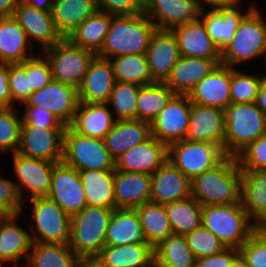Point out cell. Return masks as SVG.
<instances>
[{
	"mask_svg": "<svg viewBox=\"0 0 266 267\" xmlns=\"http://www.w3.org/2000/svg\"><path fill=\"white\" fill-rule=\"evenodd\" d=\"M242 171L234 156L191 180V197L202 206L241 203Z\"/></svg>",
	"mask_w": 266,
	"mask_h": 267,
	"instance_id": "1",
	"label": "cell"
},
{
	"mask_svg": "<svg viewBox=\"0 0 266 267\" xmlns=\"http://www.w3.org/2000/svg\"><path fill=\"white\" fill-rule=\"evenodd\" d=\"M155 24L144 14L112 16L97 56L110 59L125 54H146Z\"/></svg>",
	"mask_w": 266,
	"mask_h": 267,
	"instance_id": "2",
	"label": "cell"
},
{
	"mask_svg": "<svg viewBox=\"0 0 266 267\" xmlns=\"http://www.w3.org/2000/svg\"><path fill=\"white\" fill-rule=\"evenodd\" d=\"M202 226L227 248L239 249L259 228L241 203L202 207Z\"/></svg>",
	"mask_w": 266,
	"mask_h": 267,
	"instance_id": "3",
	"label": "cell"
},
{
	"mask_svg": "<svg viewBox=\"0 0 266 267\" xmlns=\"http://www.w3.org/2000/svg\"><path fill=\"white\" fill-rule=\"evenodd\" d=\"M113 209L87 205L71 216L68 245L79 258L96 257L105 246Z\"/></svg>",
	"mask_w": 266,
	"mask_h": 267,
	"instance_id": "4",
	"label": "cell"
},
{
	"mask_svg": "<svg viewBox=\"0 0 266 267\" xmlns=\"http://www.w3.org/2000/svg\"><path fill=\"white\" fill-rule=\"evenodd\" d=\"M258 9L241 20L234 38L221 52V64L237 68L259 56L266 59V19Z\"/></svg>",
	"mask_w": 266,
	"mask_h": 267,
	"instance_id": "5",
	"label": "cell"
},
{
	"mask_svg": "<svg viewBox=\"0 0 266 267\" xmlns=\"http://www.w3.org/2000/svg\"><path fill=\"white\" fill-rule=\"evenodd\" d=\"M226 134L224 152L236 156L266 133V115L254 103L230 104L224 109Z\"/></svg>",
	"mask_w": 266,
	"mask_h": 267,
	"instance_id": "6",
	"label": "cell"
},
{
	"mask_svg": "<svg viewBox=\"0 0 266 267\" xmlns=\"http://www.w3.org/2000/svg\"><path fill=\"white\" fill-rule=\"evenodd\" d=\"M62 161L78 171L115 170V159L104 140L83 136L70 126L64 132Z\"/></svg>",
	"mask_w": 266,
	"mask_h": 267,
	"instance_id": "7",
	"label": "cell"
},
{
	"mask_svg": "<svg viewBox=\"0 0 266 267\" xmlns=\"http://www.w3.org/2000/svg\"><path fill=\"white\" fill-rule=\"evenodd\" d=\"M48 59L53 80L79 89L95 52L73 44L63 38L50 48L43 50Z\"/></svg>",
	"mask_w": 266,
	"mask_h": 267,
	"instance_id": "8",
	"label": "cell"
},
{
	"mask_svg": "<svg viewBox=\"0 0 266 267\" xmlns=\"http://www.w3.org/2000/svg\"><path fill=\"white\" fill-rule=\"evenodd\" d=\"M31 202L30 235L32 242L68 244L71 216L48 197H37Z\"/></svg>",
	"mask_w": 266,
	"mask_h": 267,
	"instance_id": "9",
	"label": "cell"
},
{
	"mask_svg": "<svg viewBox=\"0 0 266 267\" xmlns=\"http://www.w3.org/2000/svg\"><path fill=\"white\" fill-rule=\"evenodd\" d=\"M226 157L224 150L211 142L184 139L168 145V160L190 180L213 169Z\"/></svg>",
	"mask_w": 266,
	"mask_h": 267,
	"instance_id": "10",
	"label": "cell"
},
{
	"mask_svg": "<svg viewBox=\"0 0 266 267\" xmlns=\"http://www.w3.org/2000/svg\"><path fill=\"white\" fill-rule=\"evenodd\" d=\"M12 156L14 175L17 179L14 183L21 200L25 201L24 192H29L27 197L30 199L47 197L51 190L54 167L58 162L31 158L18 152L12 153Z\"/></svg>",
	"mask_w": 266,
	"mask_h": 267,
	"instance_id": "11",
	"label": "cell"
},
{
	"mask_svg": "<svg viewBox=\"0 0 266 267\" xmlns=\"http://www.w3.org/2000/svg\"><path fill=\"white\" fill-rule=\"evenodd\" d=\"M65 129H44L21 123L20 144L17 152L31 158L61 162L63 160Z\"/></svg>",
	"mask_w": 266,
	"mask_h": 267,
	"instance_id": "12",
	"label": "cell"
},
{
	"mask_svg": "<svg viewBox=\"0 0 266 267\" xmlns=\"http://www.w3.org/2000/svg\"><path fill=\"white\" fill-rule=\"evenodd\" d=\"M190 112L189 96L176 94L151 122V136L166 145L186 139Z\"/></svg>",
	"mask_w": 266,
	"mask_h": 267,
	"instance_id": "13",
	"label": "cell"
},
{
	"mask_svg": "<svg viewBox=\"0 0 266 267\" xmlns=\"http://www.w3.org/2000/svg\"><path fill=\"white\" fill-rule=\"evenodd\" d=\"M68 215L73 216L87 206L79 171L63 161L58 162L52 174L51 190L47 196Z\"/></svg>",
	"mask_w": 266,
	"mask_h": 267,
	"instance_id": "14",
	"label": "cell"
},
{
	"mask_svg": "<svg viewBox=\"0 0 266 267\" xmlns=\"http://www.w3.org/2000/svg\"><path fill=\"white\" fill-rule=\"evenodd\" d=\"M78 104V89L52 79L46 87L34 91L22 105L45 108L69 126Z\"/></svg>",
	"mask_w": 266,
	"mask_h": 267,
	"instance_id": "15",
	"label": "cell"
},
{
	"mask_svg": "<svg viewBox=\"0 0 266 267\" xmlns=\"http://www.w3.org/2000/svg\"><path fill=\"white\" fill-rule=\"evenodd\" d=\"M201 9V0H145L143 13L157 29L172 30L199 19Z\"/></svg>",
	"mask_w": 266,
	"mask_h": 267,
	"instance_id": "16",
	"label": "cell"
},
{
	"mask_svg": "<svg viewBox=\"0 0 266 267\" xmlns=\"http://www.w3.org/2000/svg\"><path fill=\"white\" fill-rule=\"evenodd\" d=\"M12 17L21 25L30 43L36 41L41 52L63 39L51 11L39 10L21 0Z\"/></svg>",
	"mask_w": 266,
	"mask_h": 267,
	"instance_id": "17",
	"label": "cell"
},
{
	"mask_svg": "<svg viewBox=\"0 0 266 267\" xmlns=\"http://www.w3.org/2000/svg\"><path fill=\"white\" fill-rule=\"evenodd\" d=\"M225 134L224 110L191 102L187 140L211 142L224 150Z\"/></svg>",
	"mask_w": 266,
	"mask_h": 267,
	"instance_id": "18",
	"label": "cell"
},
{
	"mask_svg": "<svg viewBox=\"0 0 266 267\" xmlns=\"http://www.w3.org/2000/svg\"><path fill=\"white\" fill-rule=\"evenodd\" d=\"M168 160V145L151 136L115 160V169L152 175Z\"/></svg>",
	"mask_w": 266,
	"mask_h": 267,
	"instance_id": "19",
	"label": "cell"
},
{
	"mask_svg": "<svg viewBox=\"0 0 266 267\" xmlns=\"http://www.w3.org/2000/svg\"><path fill=\"white\" fill-rule=\"evenodd\" d=\"M231 67L217 65L188 94L190 101L224 110L231 104Z\"/></svg>",
	"mask_w": 266,
	"mask_h": 267,
	"instance_id": "20",
	"label": "cell"
},
{
	"mask_svg": "<svg viewBox=\"0 0 266 267\" xmlns=\"http://www.w3.org/2000/svg\"><path fill=\"white\" fill-rule=\"evenodd\" d=\"M146 55L152 79L163 83L181 57L173 32L156 29L150 38Z\"/></svg>",
	"mask_w": 266,
	"mask_h": 267,
	"instance_id": "21",
	"label": "cell"
},
{
	"mask_svg": "<svg viewBox=\"0 0 266 267\" xmlns=\"http://www.w3.org/2000/svg\"><path fill=\"white\" fill-rule=\"evenodd\" d=\"M171 31L175 35L181 56L211 59L221 64V51L208 35L201 18Z\"/></svg>",
	"mask_w": 266,
	"mask_h": 267,
	"instance_id": "22",
	"label": "cell"
},
{
	"mask_svg": "<svg viewBox=\"0 0 266 267\" xmlns=\"http://www.w3.org/2000/svg\"><path fill=\"white\" fill-rule=\"evenodd\" d=\"M115 82L111 61L96 55L78 89L79 102L108 103Z\"/></svg>",
	"mask_w": 266,
	"mask_h": 267,
	"instance_id": "23",
	"label": "cell"
},
{
	"mask_svg": "<svg viewBox=\"0 0 266 267\" xmlns=\"http://www.w3.org/2000/svg\"><path fill=\"white\" fill-rule=\"evenodd\" d=\"M256 3L243 7L206 9L202 7L200 18L204 22L206 31L213 42L222 52L234 38L241 20L252 10L257 8ZM206 9V10H205ZM243 12V13H242Z\"/></svg>",
	"mask_w": 266,
	"mask_h": 267,
	"instance_id": "24",
	"label": "cell"
},
{
	"mask_svg": "<svg viewBox=\"0 0 266 267\" xmlns=\"http://www.w3.org/2000/svg\"><path fill=\"white\" fill-rule=\"evenodd\" d=\"M151 178V202L165 205L191 196V180L169 160Z\"/></svg>",
	"mask_w": 266,
	"mask_h": 267,
	"instance_id": "25",
	"label": "cell"
},
{
	"mask_svg": "<svg viewBox=\"0 0 266 267\" xmlns=\"http://www.w3.org/2000/svg\"><path fill=\"white\" fill-rule=\"evenodd\" d=\"M20 216H0V265L10 261L13 267H25L17 262H27L33 242L30 233L16 223Z\"/></svg>",
	"mask_w": 266,
	"mask_h": 267,
	"instance_id": "26",
	"label": "cell"
},
{
	"mask_svg": "<svg viewBox=\"0 0 266 267\" xmlns=\"http://www.w3.org/2000/svg\"><path fill=\"white\" fill-rule=\"evenodd\" d=\"M151 175L114 170L116 208L136 209L151 199Z\"/></svg>",
	"mask_w": 266,
	"mask_h": 267,
	"instance_id": "27",
	"label": "cell"
},
{
	"mask_svg": "<svg viewBox=\"0 0 266 267\" xmlns=\"http://www.w3.org/2000/svg\"><path fill=\"white\" fill-rule=\"evenodd\" d=\"M115 121L108 103L79 102L69 126L83 136L104 140Z\"/></svg>",
	"mask_w": 266,
	"mask_h": 267,
	"instance_id": "28",
	"label": "cell"
},
{
	"mask_svg": "<svg viewBox=\"0 0 266 267\" xmlns=\"http://www.w3.org/2000/svg\"><path fill=\"white\" fill-rule=\"evenodd\" d=\"M217 65L216 60L181 56L163 83L175 94L188 95Z\"/></svg>",
	"mask_w": 266,
	"mask_h": 267,
	"instance_id": "29",
	"label": "cell"
},
{
	"mask_svg": "<svg viewBox=\"0 0 266 267\" xmlns=\"http://www.w3.org/2000/svg\"><path fill=\"white\" fill-rule=\"evenodd\" d=\"M34 46L13 17L0 18V63L21 64L36 55Z\"/></svg>",
	"mask_w": 266,
	"mask_h": 267,
	"instance_id": "30",
	"label": "cell"
},
{
	"mask_svg": "<svg viewBox=\"0 0 266 267\" xmlns=\"http://www.w3.org/2000/svg\"><path fill=\"white\" fill-rule=\"evenodd\" d=\"M150 137V123L140 120H118L105 136L104 142L116 160L133 146L144 143Z\"/></svg>",
	"mask_w": 266,
	"mask_h": 267,
	"instance_id": "31",
	"label": "cell"
},
{
	"mask_svg": "<svg viewBox=\"0 0 266 267\" xmlns=\"http://www.w3.org/2000/svg\"><path fill=\"white\" fill-rule=\"evenodd\" d=\"M241 204L259 227H266V170L242 171Z\"/></svg>",
	"mask_w": 266,
	"mask_h": 267,
	"instance_id": "32",
	"label": "cell"
},
{
	"mask_svg": "<svg viewBox=\"0 0 266 267\" xmlns=\"http://www.w3.org/2000/svg\"><path fill=\"white\" fill-rule=\"evenodd\" d=\"M147 243L136 209L115 208L109 221L105 246Z\"/></svg>",
	"mask_w": 266,
	"mask_h": 267,
	"instance_id": "33",
	"label": "cell"
},
{
	"mask_svg": "<svg viewBox=\"0 0 266 267\" xmlns=\"http://www.w3.org/2000/svg\"><path fill=\"white\" fill-rule=\"evenodd\" d=\"M96 258L105 267H154V248L148 243L104 246Z\"/></svg>",
	"mask_w": 266,
	"mask_h": 267,
	"instance_id": "34",
	"label": "cell"
},
{
	"mask_svg": "<svg viewBox=\"0 0 266 267\" xmlns=\"http://www.w3.org/2000/svg\"><path fill=\"white\" fill-rule=\"evenodd\" d=\"M98 10V0H54L51 14L58 32L63 38H68Z\"/></svg>",
	"mask_w": 266,
	"mask_h": 267,
	"instance_id": "35",
	"label": "cell"
},
{
	"mask_svg": "<svg viewBox=\"0 0 266 267\" xmlns=\"http://www.w3.org/2000/svg\"><path fill=\"white\" fill-rule=\"evenodd\" d=\"M84 187L86 203L90 206H101L115 209L114 170L79 171Z\"/></svg>",
	"mask_w": 266,
	"mask_h": 267,
	"instance_id": "36",
	"label": "cell"
},
{
	"mask_svg": "<svg viewBox=\"0 0 266 267\" xmlns=\"http://www.w3.org/2000/svg\"><path fill=\"white\" fill-rule=\"evenodd\" d=\"M113 15L97 11L85 19L68 37L75 45L89 49L96 54L105 42Z\"/></svg>",
	"mask_w": 266,
	"mask_h": 267,
	"instance_id": "37",
	"label": "cell"
},
{
	"mask_svg": "<svg viewBox=\"0 0 266 267\" xmlns=\"http://www.w3.org/2000/svg\"><path fill=\"white\" fill-rule=\"evenodd\" d=\"M146 242L153 248L173 234L165 205L146 202L136 208Z\"/></svg>",
	"mask_w": 266,
	"mask_h": 267,
	"instance_id": "38",
	"label": "cell"
},
{
	"mask_svg": "<svg viewBox=\"0 0 266 267\" xmlns=\"http://www.w3.org/2000/svg\"><path fill=\"white\" fill-rule=\"evenodd\" d=\"M79 257L68 244L33 242L26 267H76Z\"/></svg>",
	"mask_w": 266,
	"mask_h": 267,
	"instance_id": "39",
	"label": "cell"
},
{
	"mask_svg": "<svg viewBox=\"0 0 266 267\" xmlns=\"http://www.w3.org/2000/svg\"><path fill=\"white\" fill-rule=\"evenodd\" d=\"M185 235L172 234L154 247V267H195Z\"/></svg>",
	"mask_w": 266,
	"mask_h": 267,
	"instance_id": "40",
	"label": "cell"
},
{
	"mask_svg": "<svg viewBox=\"0 0 266 267\" xmlns=\"http://www.w3.org/2000/svg\"><path fill=\"white\" fill-rule=\"evenodd\" d=\"M202 205L191 196L165 204L173 234L186 235L199 228Z\"/></svg>",
	"mask_w": 266,
	"mask_h": 267,
	"instance_id": "41",
	"label": "cell"
},
{
	"mask_svg": "<svg viewBox=\"0 0 266 267\" xmlns=\"http://www.w3.org/2000/svg\"><path fill=\"white\" fill-rule=\"evenodd\" d=\"M116 81L148 86L156 83L149 72L146 54H125L109 59Z\"/></svg>",
	"mask_w": 266,
	"mask_h": 267,
	"instance_id": "42",
	"label": "cell"
},
{
	"mask_svg": "<svg viewBox=\"0 0 266 267\" xmlns=\"http://www.w3.org/2000/svg\"><path fill=\"white\" fill-rule=\"evenodd\" d=\"M175 95L164 83L142 86L137 99V120L151 124Z\"/></svg>",
	"mask_w": 266,
	"mask_h": 267,
	"instance_id": "43",
	"label": "cell"
},
{
	"mask_svg": "<svg viewBox=\"0 0 266 267\" xmlns=\"http://www.w3.org/2000/svg\"><path fill=\"white\" fill-rule=\"evenodd\" d=\"M141 87L134 83L115 82L108 104L116 121L137 120V99Z\"/></svg>",
	"mask_w": 266,
	"mask_h": 267,
	"instance_id": "44",
	"label": "cell"
},
{
	"mask_svg": "<svg viewBox=\"0 0 266 267\" xmlns=\"http://www.w3.org/2000/svg\"><path fill=\"white\" fill-rule=\"evenodd\" d=\"M22 117L14 107L0 108V153H15L20 144Z\"/></svg>",
	"mask_w": 266,
	"mask_h": 267,
	"instance_id": "45",
	"label": "cell"
},
{
	"mask_svg": "<svg viewBox=\"0 0 266 267\" xmlns=\"http://www.w3.org/2000/svg\"><path fill=\"white\" fill-rule=\"evenodd\" d=\"M264 77L243 73L239 68H231V104L254 103Z\"/></svg>",
	"mask_w": 266,
	"mask_h": 267,
	"instance_id": "46",
	"label": "cell"
},
{
	"mask_svg": "<svg viewBox=\"0 0 266 267\" xmlns=\"http://www.w3.org/2000/svg\"><path fill=\"white\" fill-rule=\"evenodd\" d=\"M188 246L196 259L212 256L227 247L207 228L202 225L185 235Z\"/></svg>",
	"mask_w": 266,
	"mask_h": 267,
	"instance_id": "47",
	"label": "cell"
},
{
	"mask_svg": "<svg viewBox=\"0 0 266 267\" xmlns=\"http://www.w3.org/2000/svg\"><path fill=\"white\" fill-rule=\"evenodd\" d=\"M8 84L12 97V107L17 102L20 104L25 103L34 92L30 88L29 82V58L21 64H9Z\"/></svg>",
	"mask_w": 266,
	"mask_h": 267,
	"instance_id": "48",
	"label": "cell"
},
{
	"mask_svg": "<svg viewBox=\"0 0 266 267\" xmlns=\"http://www.w3.org/2000/svg\"><path fill=\"white\" fill-rule=\"evenodd\" d=\"M246 267H266V227H259L239 248Z\"/></svg>",
	"mask_w": 266,
	"mask_h": 267,
	"instance_id": "49",
	"label": "cell"
},
{
	"mask_svg": "<svg viewBox=\"0 0 266 267\" xmlns=\"http://www.w3.org/2000/svg\"><path fill=\"white\" fill-rule=\"evenodd\" d=\"M235 158L241 171L266 170V133L248 144Z\"/></svg>",
	"mask_w": 266,
	"mask_h": 267,
	"instance_id": "50",
	"label": "cell"
},
{
	"mask_svg": "<svg viewBox=\"0 0 266 267\" xmlns=\"http://www.w3.org/2000/svg\"><path fill=\"white\" fill-rule=\"evenodd\" d=\"M23 203L14 181L0 176V216L22 214Z\"/></svg>",
	"mask_w": 266,
	"mask_h": 267,
	"instance_id": "51",
	"label": "cell"
},
{
	"mask_svg": "<svg viewBox=\"0 0 266 267\" xmlns=\"http://www.w3.org/2000/svg\"><path fill=\"white\" fill-rule=\"evenodd\" d=\"M37 55L29 58V82L33 91L41 90L53 79L48 59L43 53Z\"/></svg>",
	"mask_w": 266,
	"mask_h": 267,
	"instance_id": "52",
	"label": "cell"
},
{
	"mask_svg": "<svg viewBox=\"0 0 266 267\" xmlns=\"http://www.w3.org/2000/svg\"><path fill=\"white\" fill-rule=\"evenodd\" d=\"M22 123L29 126L49 128H66L67 126L53 113L42 107L24 106Z\"/></svg>",
	"mask_w": 266,
	"mask_h": 267,
	"instance_id": "53",
	"label": "cell"
},
{
	"mask_svg": "<svg viewBox=\"0 0 266 267\" xmlns=\"http://www.w3.org/2000/svg\"><path fill=\"white\" fill-rule=\"evenodd\" d=\"M145 0H98L99 11L113 16L137 15L144 12Z\"/></svg>",
	"mask_w": 266,
	"mask_h": 267,
	"instance_id": "54",
	"label": "cell"
},
{
	"mask_svg": "<svg viewBox=\"0 0 266 267\" xmlns=\"http://www.w3.org/2000/svg\"><path fill=\"white\" fill-rule=\"evenodd\" d=\"M239 256V249L226 248L218 254L196 259L195 267H230Z\"/></svg>",
	"mask_w": 266,
	"mask_h": 267,
	"instance_id": "55",
	"label": "cell"
},
{
	"mask_svg": "<svg viewBox=\"0 0 266 267\" xmlns=\"http://www.w3.org/2000/svg\"><path fill=\"white\" fill-rule=\"evenodd\" d=\"M9 64L0 63V108L12 107V97L8 84Z\"/></svg>",
	"mask_w": 266,
	"mask_h": 267,
	"instance_id": "56",
	"label": "cell"
},
{
	"mask_svg": "<svg viewBox=\"0 0 266 267\" xmlns=\"http://www.w3.org/2000/svg\"><path fill=\"white\" fill-rule=\"evenodd\" d=\"M202 7L207 5L208 8L211 9H218V8H234V7H241L242 0H201Z\"/></svg>",
	"mask_w": 266,
	"mask_h": 267,
	"instance_id": "57",
	"label": "cell"
},
{
	"mask_svg": "<svg viewBox=\"0 0 266 267\" xmlns=\"http://www.w3.org/2000/svg\"><path fill=\"white\" fill-rule=\"evenodd\" d=\"M21 0H0V18L12 17Z\"/></svg>",
	"mask_w": 266,
	"mask_h": 267,
	"instance_id": "58",
	"label": "cell"
},
{
	"mask_svg": "<svg viewBox=\"0 0 266 267\" xmlns=\"http://www.w3.org/2000/svg\"><path fill=\"white\" fill-rule=\"evenodd\" d=\"M255 104L266 115V77L263 78L259 86Z\"/></svg>",
	"mask_w": 266,
	"mask_h": 267,
	"instance_id": "59",
	"label": "cell"
},
{
	"mask_svg": "<svg viewBox=\"0 0 266 267\" xmlns=\"http://www.w3.org/2000/svg\"><path fill=\"white\" fill-rule=\"evenodd\" d=\"M28 5L43 11H51L54 0H23Z\"/></svg>",
	"mask_w": 266,
	"mask_h": 267,
	"instance_id": "60",
	"label": "cell"
},
{
	"mask_svg": "<svg viewBox=\"0 0 266 267\" xmlns=\"http://www.w3.org/2000/svg\"><path fill=\"white\" fill-rule=\"evenodd\" d=\"M76 267H105L96 257L79 258Z\"/></svg>",
	"mask_w": 266,
	"mask_h": 267,
	"instance_id": "61",
	"label": "cell"
},
{
	"mask_svg": "<svg viewBox=\"0 0 266 267\" xmlns=\"http://www.w3.org/2000/svg\"><path fill=\"white\" fill-rule=\"evenodd\" d=\"M230 267H246L245 262L243 259L239 256Z\"/></svg>",
	"mask_w": 266,
	"mask_h": 267,
	"instance_id": "62",
	"label": "cell"
}]
</instances>
